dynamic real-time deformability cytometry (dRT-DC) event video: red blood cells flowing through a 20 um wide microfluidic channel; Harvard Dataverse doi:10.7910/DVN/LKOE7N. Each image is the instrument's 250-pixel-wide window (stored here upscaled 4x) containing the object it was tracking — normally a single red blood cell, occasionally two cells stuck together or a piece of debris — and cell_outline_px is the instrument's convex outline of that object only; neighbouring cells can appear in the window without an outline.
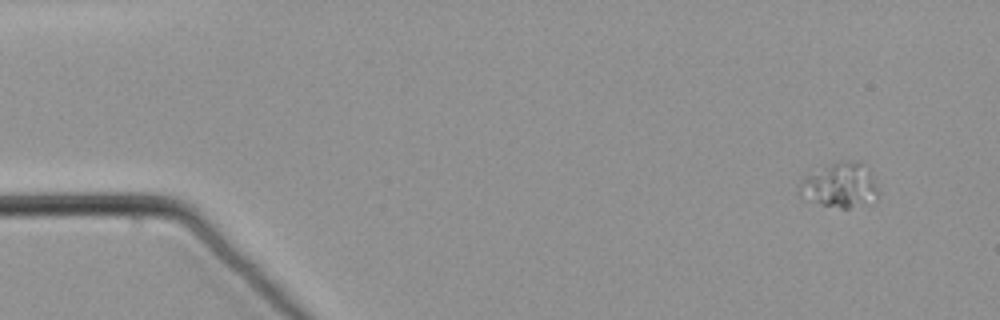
{"species": "common noctule bat (a hibernating species)", "species_latin": "Nyctalus noctula", "temperature_condition": "warm", "stored_images_in_passage": 56, "camera_frame_rate_fps": 3000, "um_per_image_px": 0.085, "animal": {"sex": "male", "body_mass_g": 21.5, "forearm_length_mm": 52.0}, "frame": {"image": 1, "passage_image": 1, "time_ms": 0.0, "image_size_px": [1000, 320], "cell_outline_px": [[880, 192], [876, 196], [848, 208], [840, 208], [800, 200], [800, 188], [804, 176], [832, 164], [860, 164], [868, 172]], "centroid_in_image_um": [71.29, 15.82], "position_along_channel_um": 13.7, "area_um2": 19.13}}
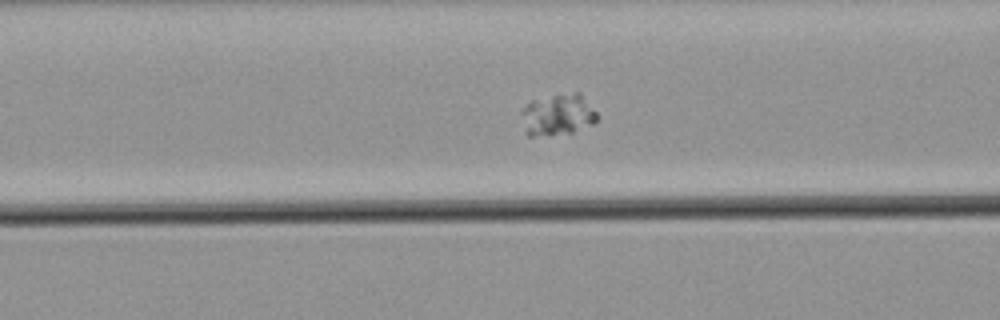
{"frame": {"image": 2, "passage_image": 21, "time_ms": 6.667, "image_size_px": [1000, 320], "cell_outline_px": [[596, 120], [592, 124], [572, 132], [532, 136], [528, 136], [524, 132], [520, 112], [532, 100], [552, 96], [576, 92], [580, 92], [596, 112]], "centroid_in_image_um": [47.37, 9.76], "position_along_channel_um": 119.2, "area_um2": 17.98}}
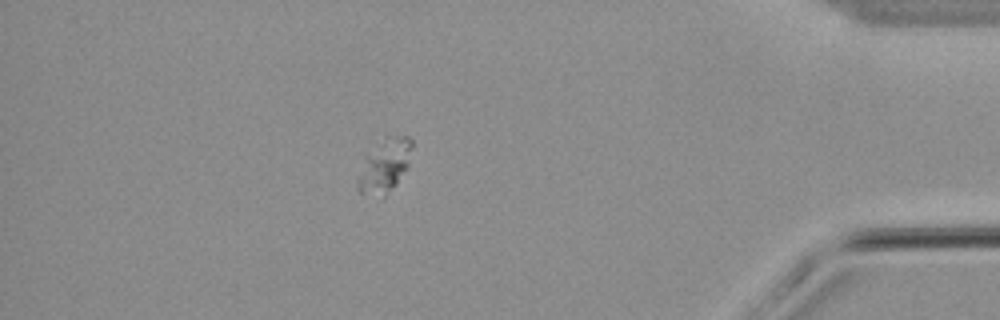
{"frame": {"image": 3, "passage_image": 49, "time_ms": 16.0, "image_size_px": [1000, 320], "cell_outline_px": [[412, 144], [408, 168], [396, 184], [380, 200], [360, 192], [356, 184], [356, 176], [364, 156], [384, 132], [408, 136], [412, 140]], "centroid_in_image_um": [32.65, 14.02], "position_along_channel_um": 402.6, "area_um2": 18.09}}